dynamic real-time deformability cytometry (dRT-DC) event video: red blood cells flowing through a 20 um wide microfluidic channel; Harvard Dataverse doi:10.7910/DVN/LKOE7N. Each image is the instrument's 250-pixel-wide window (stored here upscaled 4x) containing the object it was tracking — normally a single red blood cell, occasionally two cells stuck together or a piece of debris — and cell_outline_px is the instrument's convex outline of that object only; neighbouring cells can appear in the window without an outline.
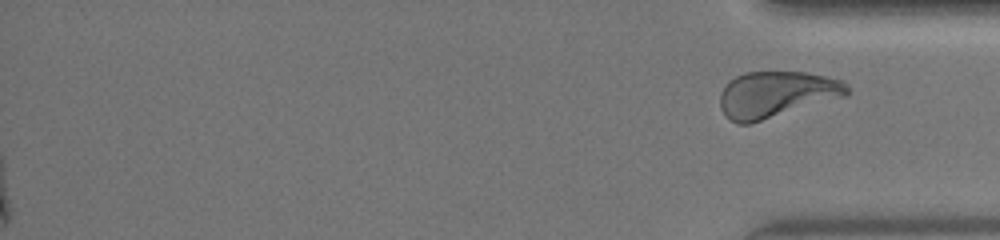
{"species": "human", "species_latin": "Homo sapiens", "temperature_condition": "warm", "stored_images_in_passage": 44, "segment_of_instrument_passage": [2, 2], "camera_frame_rate_fps": 3000, "um_per_image_px": 0.085, "donor": {"sex": "female"}, "frame": {"image": 1, "passage_image": 44, "time_ms": 16.667, "image_size_px": [1000, 240], "cell_outline_px": [[848, 96], [748, 124], [736, 124], [724, 116], [720, 108], [720, 92], [736, 76], [744, 72], [804, 72], [844, 80], [848, 88]], "centroid_in_image_um": [66.0, 8.03], "position_along_channel_um": 369.2, "area_um2": 34.28}}